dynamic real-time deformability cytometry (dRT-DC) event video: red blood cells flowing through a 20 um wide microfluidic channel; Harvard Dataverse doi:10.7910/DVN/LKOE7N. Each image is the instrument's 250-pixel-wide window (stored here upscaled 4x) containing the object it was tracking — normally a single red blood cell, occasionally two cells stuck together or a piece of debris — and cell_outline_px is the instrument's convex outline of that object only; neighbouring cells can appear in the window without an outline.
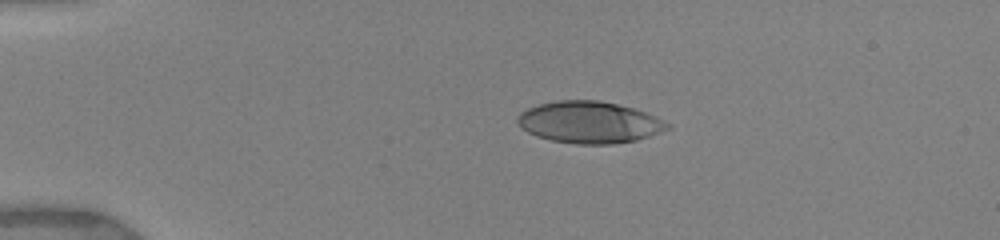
{"species": "human", "species_latin": "Homo sapiens", "temperature_condition": "warm", "stored_images_in_passage": 8, "camera_frame_rate_fps": 3000, "um_per_image_px": 0.085, "donor": {"sex": "female"}, "frame": {"image": 1, "passage_image": 4, "time_ms": 2.667, "image_size_px": [1000, 240], "cell_outline_px": [[672, 128], [636, 140], [612, 144], [576, 144], [552, 140], [536, 136], [528, 132], [516, 120], [516, 116], [520, 112], [528, 108], [540, 104], [556, 100], [600, 100], [636, 108], [656, 116], [672, 124]], "centroid_in_image_um": [50.14, 10.38], "position_along_channel_um": 34.9, "area_um2": 36.65}}
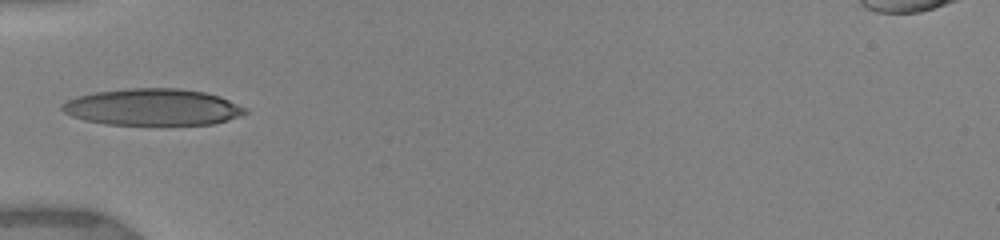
{"frame": {"image": 2, "passage_image": 6, "time_ms": 5.0, "image_size_px": [1000, 240], "cell_outline_px": [[248, 112], [240, 116], [228, 120], [212, 124], [104, 124], [84, 120], [72, 116], [64, 112], [60, 108], [60, 104], [76, 96], [96, 92], [128, 88], [180, 88], [204, 92], [220, 96], [248, 108]], "centroid_in_image_um": [12.98, 9.1], "position_along_channel_um": 72.0, "area_um2": 39.19}}